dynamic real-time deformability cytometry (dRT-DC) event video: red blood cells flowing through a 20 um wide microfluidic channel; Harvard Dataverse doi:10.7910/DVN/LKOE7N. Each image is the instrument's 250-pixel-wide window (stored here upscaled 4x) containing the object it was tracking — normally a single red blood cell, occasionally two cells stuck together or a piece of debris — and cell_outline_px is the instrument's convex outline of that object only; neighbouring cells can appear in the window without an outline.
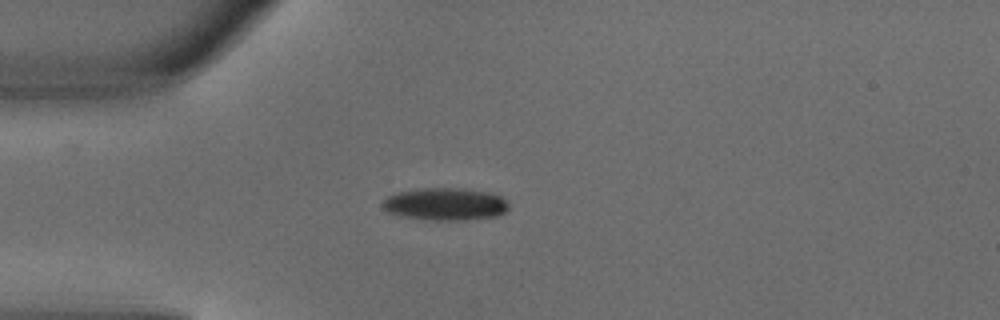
{"species": "common noctule bat (a hibernating species)", "species_latin": "Nyctalus noctula", "temperature_condition": "warm", "stored_images_in_passage": 1, "camera_frame_rate_fps": 3000, "um_per_image_px": 0.085, "animal": {"sex": "male", "body_mass_g": 18.8}, "frame": {"image": 1, "passage_image": 1, "time_ms": 0.0, "image_size_px": [1000, 320], "cell_outline_px": [[508, 208], [500, 216], [464, 220], [432, 220], [400, 216], [388, 212], [380, 204], [388, 196], [400, 192], [424, 188], [464, 188], [488, 192], [500, 196], [508, 204]], "centroid_in_image_um": [37.86, 17.35], "position_along_channel_um": 47.1, "area_um2": 23.81}}